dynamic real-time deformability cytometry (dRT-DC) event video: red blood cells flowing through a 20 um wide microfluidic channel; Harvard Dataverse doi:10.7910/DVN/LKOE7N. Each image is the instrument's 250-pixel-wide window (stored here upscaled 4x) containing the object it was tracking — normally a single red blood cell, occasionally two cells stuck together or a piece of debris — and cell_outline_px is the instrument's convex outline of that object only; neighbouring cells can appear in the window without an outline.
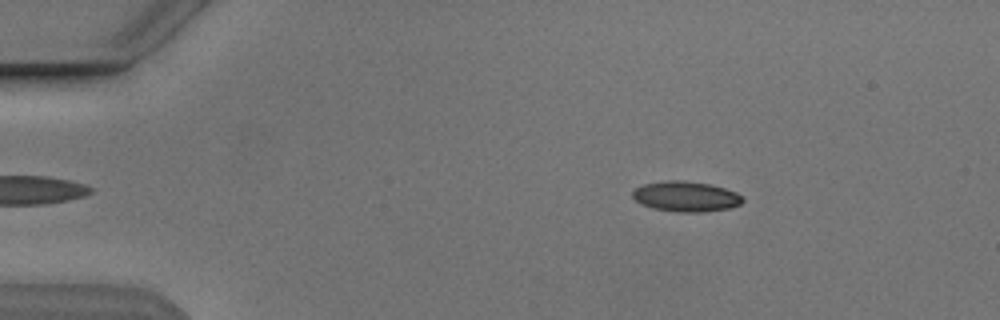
{"species": "Egyptian fruit bat (a non-hibernating species)", "species_latin": "Rousettus aegyptiacus", "temperature_condition": "cold", "stored_images_in_passage": 49, "camera_frame_rate_fps": 3000, "um_per_image_px": 0.085, "animal": {"sex": "male"}, "frame": {"image": 1, "passage_image": 5, "time_ms": 1.333, "image_size_px": [1000, 320], "cell_outline_px": [[744, 200], [740, 204], [728, 208], [704, 212], [680, 212], [652, 208], [640, 204], [632, 196], [632, 192], [636, 188], [644, 184], [668, 180], [684, 180], [712, 184], [736, 192]], "centroid_in_image_um": [58.29, 16.69], "position_along_channel_um": 26.7, "area_um2": 19.42}}
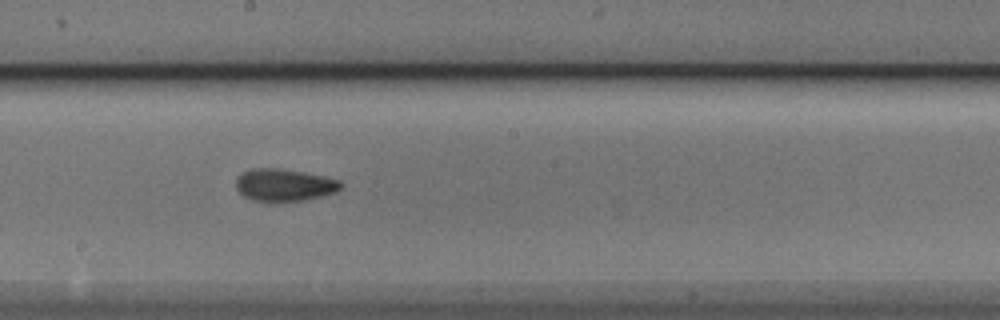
{"frame": {"image": 2, "passage_image": 26, "time_ms": 8.333, "image_size_px": [1000, 320], "cell_outline_px": [[344, 188], [336, 192], [304, 200], [272, 204], [252, 200], [244, 196], [236, 188], [236, 176], [252, 168], [280, 168], [304, 172], [324, 176], [340, 180], [344, 184]], "centroid_in_image_um": [24.17, 15.75], "position_along_channel_um": 224.0, "area_um2": 20.4}}
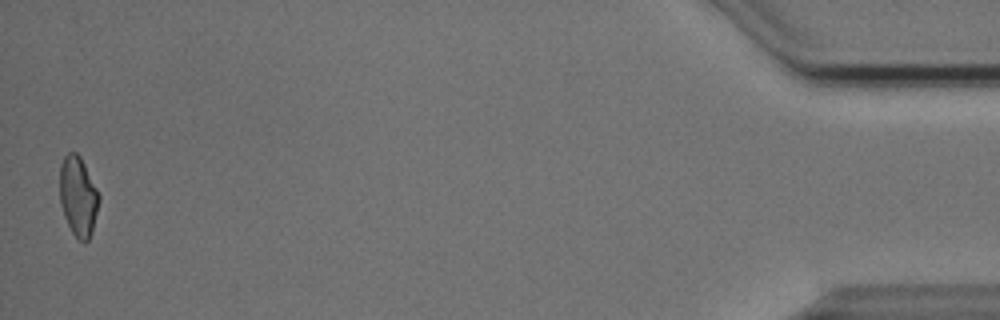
{"frame": {"image": 3, "passage_image": 49, "time_ms": 16.0, "image_size_px": [1000, 320], "cell_outline_px": [[100, 200], [92, 232], [88, 240], [84, 244], [72, 232], [64, 216], [60, 204], [60, 164], [64, 156], [68, 152], [76, 152], [80, 156], [100, 196]], "centroid_in_image_um": [6.64, 16.69], "position_along_channel_um": 428.6, "area_um2": 18.21}, "authors_computed_cell_mechanics": {"area_um2": 18.9584, "velocity_mm_per_s": 3.8493, "shape_relaxation_time_tau1_ms": 6.9611, "shape_relaxation_time_tau2_ms": 2.9135, "deformation_change_tau1": 0.1567, "deformation_change_tau2": 0.0903}}